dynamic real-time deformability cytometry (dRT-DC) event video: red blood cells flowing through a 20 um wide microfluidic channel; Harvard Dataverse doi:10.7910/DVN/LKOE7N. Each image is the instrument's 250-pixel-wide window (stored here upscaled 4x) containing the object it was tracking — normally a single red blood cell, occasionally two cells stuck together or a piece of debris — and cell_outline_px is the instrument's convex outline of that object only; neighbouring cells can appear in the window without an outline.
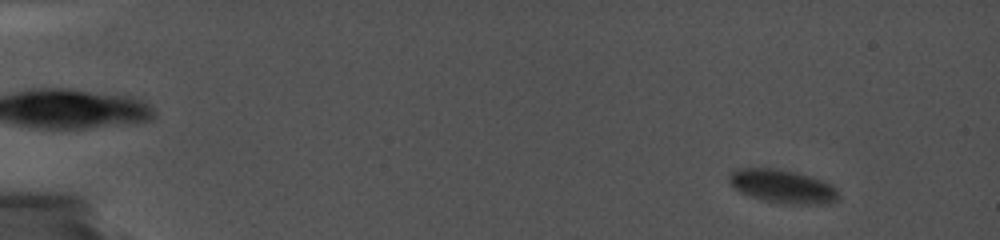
{"species": "common noctule bat (a hibernating species)", "species_latin": "Nyctalus noctula", "temperature_condition": "cold", "stored_images_in_passage": 23, "camera_frame_rate_fps": 5000, "um_per_image_px": 0.085, "animal": {"sex": "female", "body_mass_g": 19.0, "forearm_length_mm": 56.7}, "frame": {"image": 1, "passage_image": 2, "time_ms": 1.0, "image_size_px": [1000, 240], "cell_outline_px": [[840, 200], [828, 204], [784, 204], [764, 200], [740, 192], [728, 180], [728, 176], [736, 168], [772, 168], [796, 172], [832, 184], [836, 188], [840, 196]], "centroid_in_image_um": [66.56, 15.85], "position_along_channel_um": 18.4, "area_um2": 21.33}}
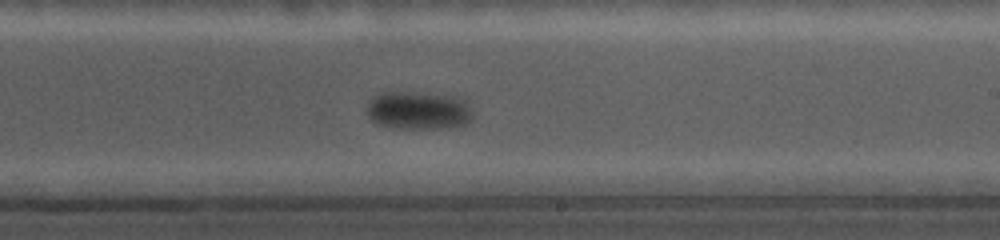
{"frame": {"image": 2, "passage_image": 13, "time_ms": 12.2, "image_size_px": [1000, 240], "cell_outline_px": [[472, 120], [468, 124], [448, 128], [392, 128], [380, 124], [372, 120], [368, 116], [368, 104], [372, 96], [384, 92], [412, 92], [452, 96], [464, 100], [472, 116]], "centroid_in_image_um": [35.55, 9.4], "position_along_channel_um": 253.4, "area_um2": 23.35}}
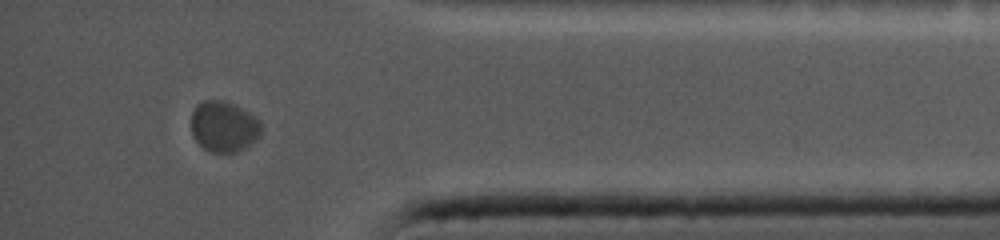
{"frame": {"image": 3, "passage_image": 20, "time_ms": 17.2, "image_size_px": [1000, 240], "cell_outline_px": [[260, 136], [256, 140], [244, 148], [236, 152], [212, 152], [204, 148], [196, 140], [192, 132], [192, 112], [196, 104], [204, 100], [224, 100], [256, 116], [260, 120]], "centroid_in_image_um": [19.03, 10.74], "position_along_channel_um": 416.2, "area_um2": 20.58}}